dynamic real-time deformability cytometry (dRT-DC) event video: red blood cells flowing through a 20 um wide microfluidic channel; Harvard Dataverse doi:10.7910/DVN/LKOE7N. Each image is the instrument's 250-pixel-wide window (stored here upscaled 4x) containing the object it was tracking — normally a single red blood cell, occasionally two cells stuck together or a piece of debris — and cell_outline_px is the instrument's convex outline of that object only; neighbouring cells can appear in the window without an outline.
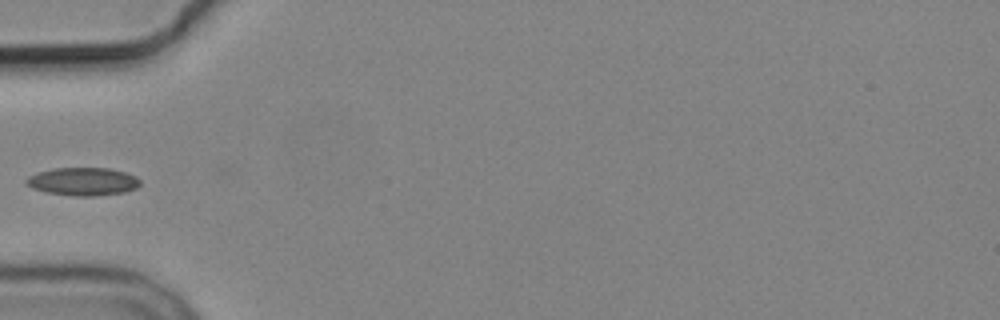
{"species": "common noctule bat (a hibernating species)", "species_latin": "Nyctalus noctula", "temperature_condition": "cold", "stored_images_in_passage": 6, "camera_frame_rate_fps": 3000, "um_per_image_px": 0.085, "animal": {"sex": "male", "body_mass_g": 19.2, "forearm_length_mm": 51.8}, "frame": {"image": 1, "passage_image": 5, "time_ms": 4.667, "image_size_px": [1000, 320], "cell_outline_px": [[140, 184], [136, 188], [124, 192], [96, 196], [72, 196], [48, 192], [32, 188], [24, 184], [24, 180], [28, 176], [36, 172], [52, 168], [108, 168], [124, 172], [136, 176], [140, 180]], "centroid_in_image_um": [7.01, 15.42], "position_along_channel_um": 78.0, "area_um2": 18.73}}
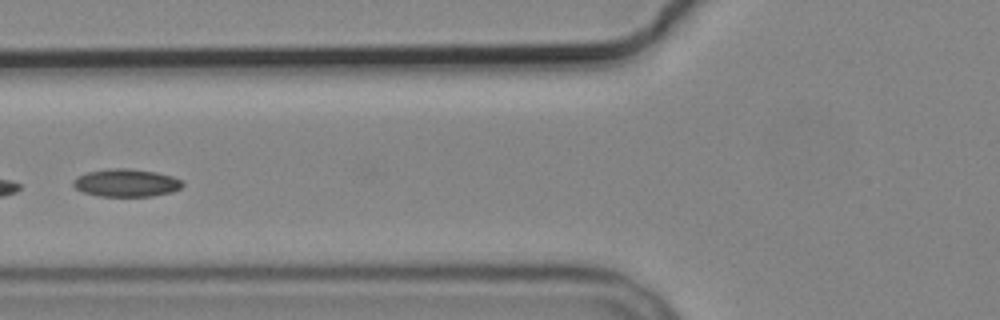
{"frame": {"image": 2, "passage_image": 6, "time_ms": 5.667, "image_size_px": [1000, 320], "cell_outline_px": [[184, 184], [180, 188], [172, 192], [152, 196], [100, 196], [84, 192], [76, 188], [72, 184], [72, 180], [88, 172], [112, 168], [128, 168], [156, 172], [172, 176], [180, 180]], "centroid_in_image_um": [10.74, 15.54], "position_along_channel_um": 115.1, "area_um2": 17.51}}